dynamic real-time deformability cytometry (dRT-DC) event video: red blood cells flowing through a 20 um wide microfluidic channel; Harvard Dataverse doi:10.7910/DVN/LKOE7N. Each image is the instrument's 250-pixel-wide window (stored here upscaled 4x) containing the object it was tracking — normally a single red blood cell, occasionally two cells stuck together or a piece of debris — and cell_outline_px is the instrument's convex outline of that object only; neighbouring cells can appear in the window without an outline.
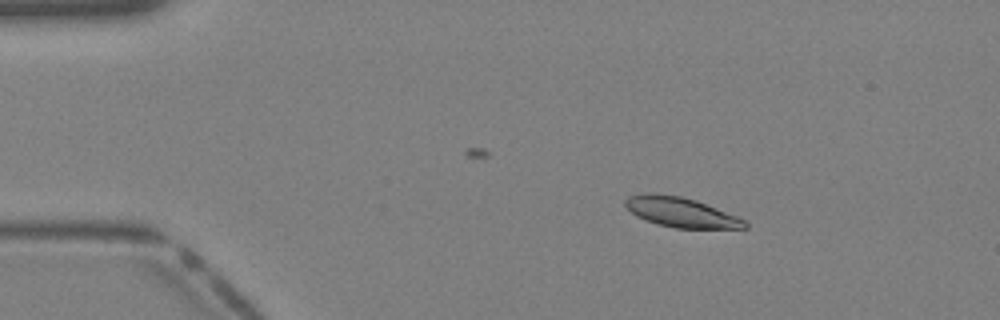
{"species": "Egyptian fruit bat (a non-hibernating species)", "species_latin": "Rousettus aegyptiacus", "temperature_condition": "warm", "stored_images_in_passage": 38, "camera_frame_rate_fps": 3000, "um_per_image_px": 0.085, "animal": {"sex": "female"}, "frame": {"image": 1, "passage_image": 6, "time_ms": 1.667, "image_size_px": [1000, 320], "cell_outline_px": [[748, 228], [676, 228], [656, 224], [636, 216], [624, 204], [624, 200], [628, 196], [644, 192], [656, 192], [680, 196], [696, 200], [736, 216], [744, 220], [748, 224]], "centroid_in_image_um": [57.83, 18.02], "position_along_channel_um": 27.2, "area_um2": 20.81}}
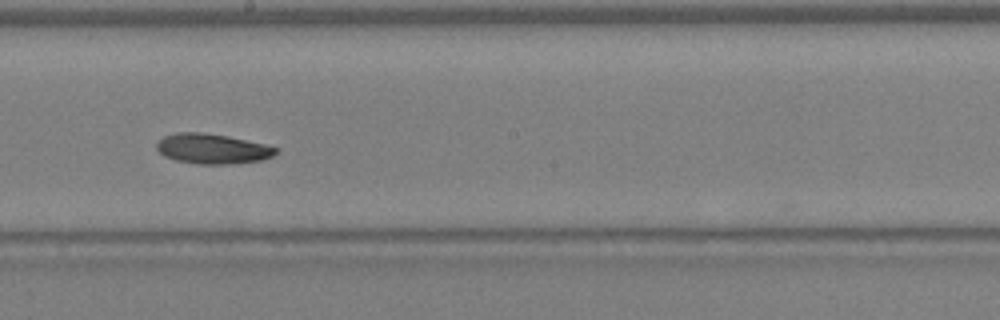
{"frame": {"image": 2, "passage_image": 22, "time_ms": 7.0, "image_size_px": [1000, 320], "cell_outline_px": [[280, 148], [272, 156], [260, 160], [232, 164], [196, 164], [176, 160], [164, 156], [156, 148], [156, 140], [164, 136], [176, 132], [204, 132], [228, 136], [264, 144]], "centroid_in_image_um": [18.01, 12.64], "position_along_channel_um": 230.2, "area_um2": 20.98}}
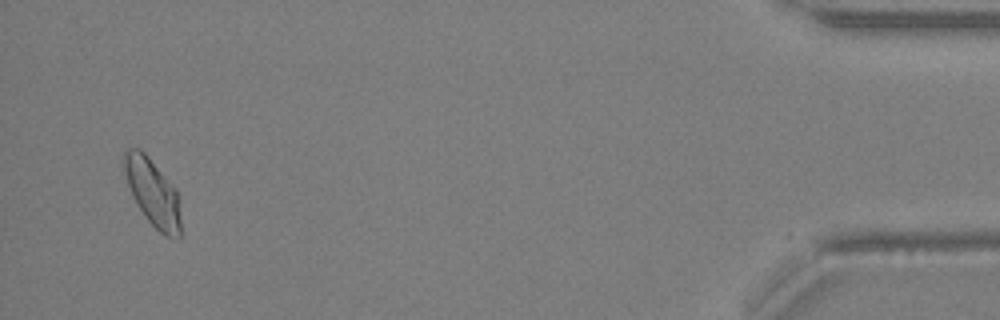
{"frame": {"image": 3, "passage_image": 38, "time_ms": 12.333, "image_size_px": [1000, 320], "cell_outline_px": [[180, 236], [164, 236], [148, 220], [136, 204], [132, 196], [128, 184], [124, 168], [124, 152], [128, 148], [140, 148], [144, 152], [176, 188], [180, 220]], "centroid_in_image_um": [12.96, 16.34], "position_along_channel_um": 422.2, "area_um2": 21.68}}